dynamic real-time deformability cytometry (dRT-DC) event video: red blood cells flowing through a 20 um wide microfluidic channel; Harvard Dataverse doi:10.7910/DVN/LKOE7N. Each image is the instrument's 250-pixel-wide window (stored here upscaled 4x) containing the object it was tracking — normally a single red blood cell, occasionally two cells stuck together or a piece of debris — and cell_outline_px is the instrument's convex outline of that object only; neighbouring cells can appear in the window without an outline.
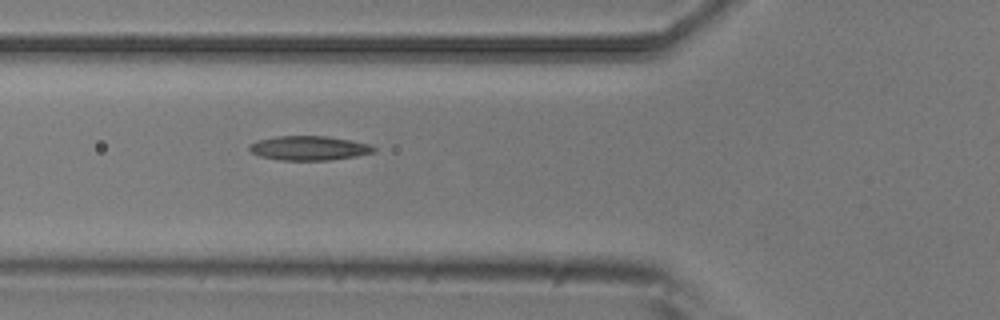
{"species": "common noctule bat (a hibernating species)", "species_latin": "Nyctalus noctula", "temperature_condition": "room temperature", "stored_images_in_passage": 2, "camera_frame_rate_fps": 3000, "um_per_image_px": 0.085, "animal": {"sex": "male", "body_mass_g": 20.5, "forearm_length_mm": 52.5}, "frame": {"image": 1, "passage_image": 2, "time_ms": 0.333, "image_size_px": [1000, 320], "cell_outline_px": [[376, 152], [356, 156], [328, 160], [280, 160], [260, 156], [252, 152], [248, 148], [248, 144], [256, 140], [276, 136], [328, 136], [368, 144], [376, 148]], "centroid_in_image_um": [26.23, 12.58], "position_along_channel_um": 99.6, "area_um2": 17.63}}